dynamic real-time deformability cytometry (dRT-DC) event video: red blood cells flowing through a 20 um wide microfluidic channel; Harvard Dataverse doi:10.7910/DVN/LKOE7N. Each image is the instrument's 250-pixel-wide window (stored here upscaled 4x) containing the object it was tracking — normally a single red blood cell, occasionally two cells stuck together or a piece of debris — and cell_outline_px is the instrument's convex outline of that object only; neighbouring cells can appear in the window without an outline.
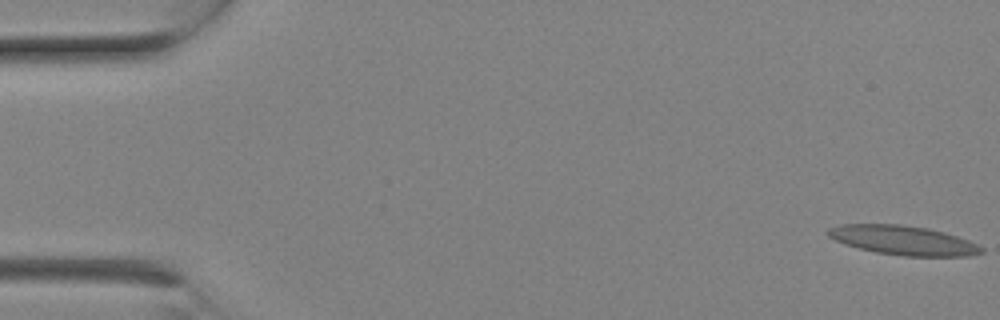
{"species": "Egyptian fruit bat (a non-hibernating species)", "species_latin": "Rousettus aegyptiacus", "temperature_condition": "room temperature", "stored_images_in_passage": 8, "camera_frame_rate_fps": 3000, "um_per_image_px": 0.085, "animal": {"sex": "female"}, "frame": {"image": 1, "passage_image": 1, "time_ms": 0.0, "image_size_px": [1000, 320], "cell_outline_px": [[984, 252], [968, 256], [904, 256], [876, 252], [844, 244], [828, 236], [824, 232], [828, 228], [840, 224], [900, 224], [928, 228], [944, 232], [968, 240], [984, 248]], "centroid_in_image_um": [76.75, 20.42], "position_along_channel_um": 8.3, "area_um2": 26.18}}